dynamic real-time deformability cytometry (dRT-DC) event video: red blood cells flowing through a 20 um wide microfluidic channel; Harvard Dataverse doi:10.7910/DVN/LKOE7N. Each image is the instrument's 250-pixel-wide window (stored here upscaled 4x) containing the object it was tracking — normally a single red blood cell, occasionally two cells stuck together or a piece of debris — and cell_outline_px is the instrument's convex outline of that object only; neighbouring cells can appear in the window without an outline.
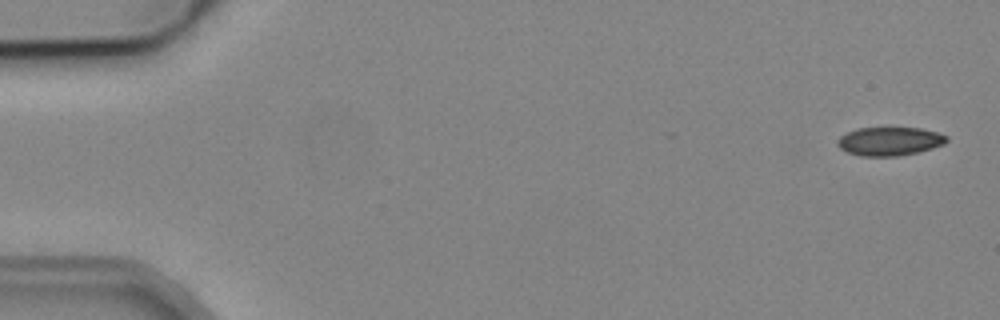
{"species": "common noctule bat (a hibernating species)", "species_latin": "Nyctalus noctula", "temperature_condition": "cold", "stored_images_in_passage": 5, "camera_frame_rate_fps": 3000, "um_per_image_px": 0.085, "animal": {"sex": "male", "body_mass_g": 19.2, "forearm_length_mm": 51.8}, "frame": {"image": 1, "passage_image": 1, "time_ms": 0.0, "image_size_px": [1000, 320], "cell_outline_px": [[948, 140], [944, 144], [920, 152], [896, 156], [860, 156], [848, 152], [840, 148], [836, 144], [836, 140], [840, 136], [856, 128], [920, 128], [936, 132], [948, 136]], "centroid_in_image_um": [75.61, 12.01], "position_along_channel_um": 9.4, "area_um2": 18.21}}
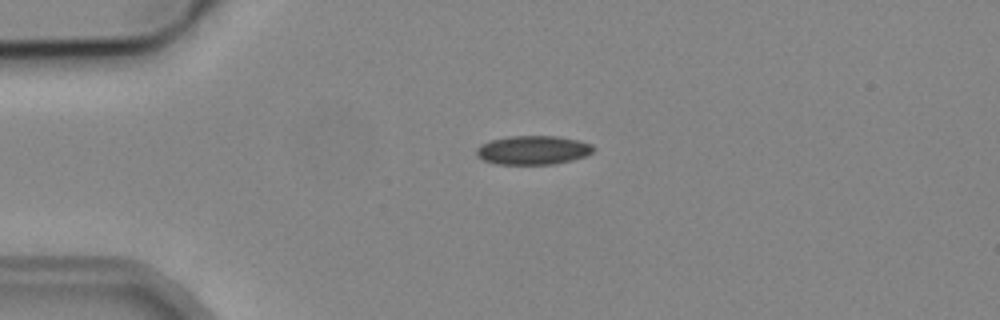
{"frame": {"image": 2, "passage_image": 4, "time_ms": 3.667, "image_size_px": [1000, 320], "cell_outline_px": [[596, 148], [592, 152], [584, 156], [572, 160], [556, 164], [496, 164], [484, 160], [476, 156], [476, 148], [480, 144], [492, 140], [508, 136], [556, 136], [576, 140], [592, 144]], "centroid_in_image_um": [45.29, 12.76], "position_along_channel_um": 39.7, "area_um2": 19.71}}
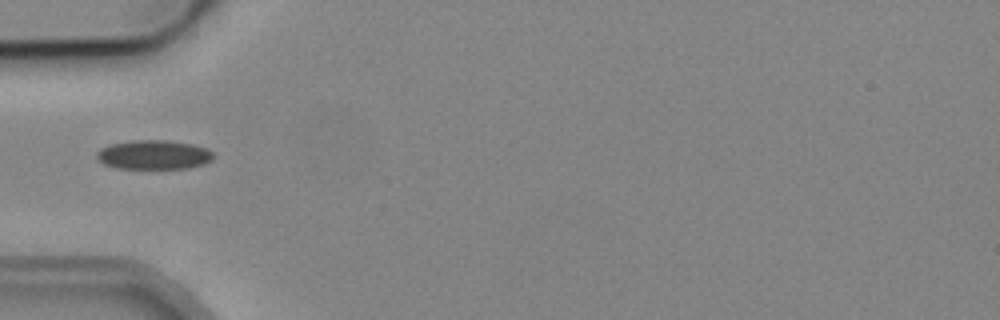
{"frame": {"image": 3, "passage_image": 5, "time_ms": 5.333, "image_size_px": [1000, 320], "cell_outline_px": [[212, 160], [204, 164], [188, 168], [116, 168], [104, 164], [96, 156], [96, 152], [100, 148], [112, 144], [132, 140], [168, 140], [192, 144], [208, 148], [212, 152]], "centroid_in_image_um": [13.08, 13.15], "position_along_channel_um": 71.9, "area_um2": 19.83}}